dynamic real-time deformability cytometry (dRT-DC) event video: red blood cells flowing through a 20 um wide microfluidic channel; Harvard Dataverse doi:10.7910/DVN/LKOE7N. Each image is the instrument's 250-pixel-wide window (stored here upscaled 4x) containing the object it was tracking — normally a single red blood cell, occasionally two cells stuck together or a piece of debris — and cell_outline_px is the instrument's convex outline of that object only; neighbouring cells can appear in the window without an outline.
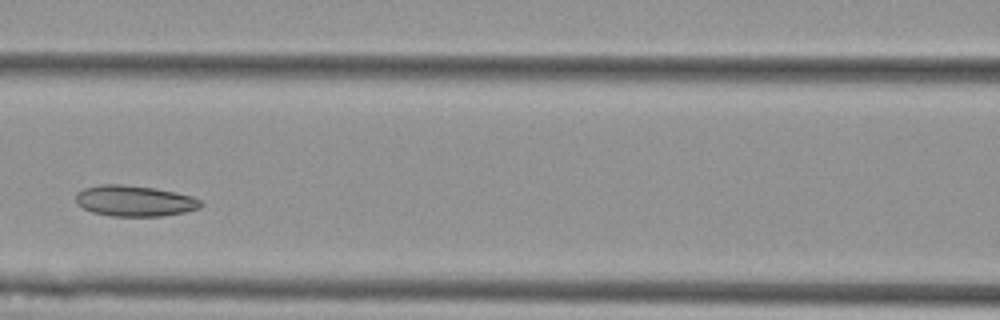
{"species": "Egyptian fruit bat (a non-hibernating species)", "species_latin": "Rousettus aegyptiacus", "temperature_condition": "cold", "stored_images_in_passage": 4, "camera_frame_rate_fps": 3000, "um_per_image_px": 0.085, "animal": {"sex": "female"}, "frame": {"image": 1, "passage_image": 4, "time_ms": 1.0, "image_size_px": [1000, 320], "cell_outline_px": [[204, 204], [200, 208], [184, 212], [164, 216], [112, 216], [92, 212], [76, 204], [76, 192], [84, 188], [100, 184], [120, 184], [156, 188], [176, 192], [192, 196], [200, 200]], "centroid_in_image_um": [11.44, 17.07], "position_along_channel_um": 155.2, "area_um2": 22.66}}